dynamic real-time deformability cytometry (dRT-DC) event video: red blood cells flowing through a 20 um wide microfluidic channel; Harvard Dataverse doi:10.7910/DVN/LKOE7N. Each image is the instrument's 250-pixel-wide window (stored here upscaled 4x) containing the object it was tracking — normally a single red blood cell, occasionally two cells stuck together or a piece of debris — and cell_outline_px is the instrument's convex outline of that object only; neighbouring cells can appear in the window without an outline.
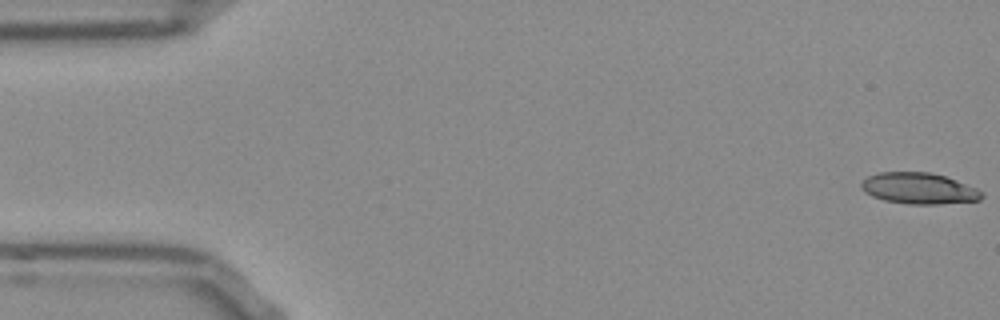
{"species": "Egyptian fruit bat (a non-hibernating species)", "species_latin": "Rousettus aegyptiacus", "temperature_condition": "room temperature", "stored_images_in_passage": 54, "camera_frame_rate_fps": 3000, "um_per_image_px": 0.085, "frame": {"image": 1, "passage_image": 1, "time_ms": 0.0, "image_size_px": [1000, 320], "cell_outline_px": [[984, 196], [980, 200], [940, 204], [908, 204], [884, 200], [872, 196], [864, 192], [860, 188], [860, 184], [868, 176], [880, 172], [928, 172], [944, 176], [956, 180], [976, 188], [984, 192]], "centroid_in_image_um": [78.1, 16.02], "position_along_channel_um": 6.9, "area_um2": 21.91}}
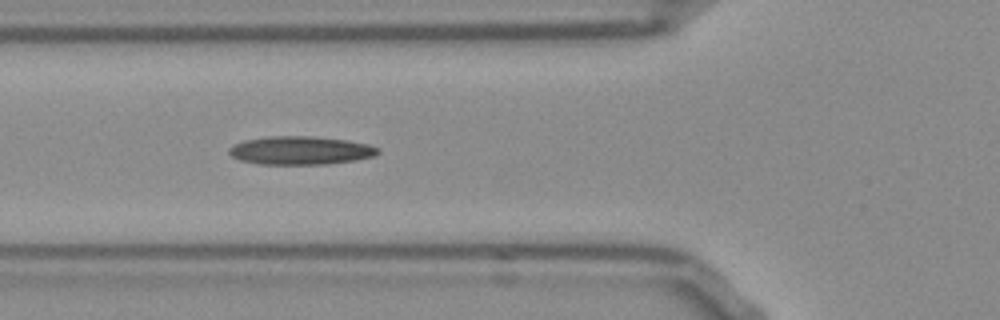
{"frame": {"image": 2, "passage_image": 19, "time_ms": 6.0, "image_size_px": [1000, 320], "cell_outline_px": [[380, 152], [376, 156], [356, 160], [328, 164], [256, 164], [240, 160], [232, 156], [228, 152], [228, 148], [244, 140], [268, 136], [312, 136], [348, 140], [368, 144], [380, 148]], "centroid_in_image_um": [25.57, 12.79], "position_along_channel_um": 100.2, "area_um2": 24.8}}
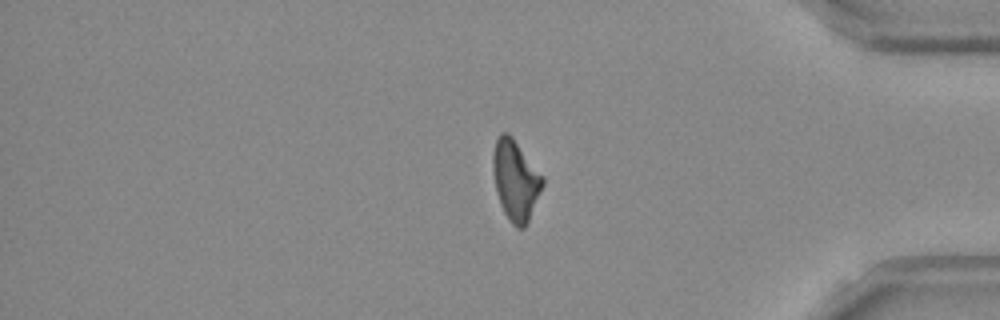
{"frame": {"image": 3, "passage_image": 44, "time_ms": 14.333, "image_size_px": [1000, 320], "cell_outline_px": [[544, 184], [528, 220], [524, 228], [516, 228], [512, 224], [504, 212], [500, 204], [496, 192], [492, 168], [492, 156], [496, 140], [500, 132], [508, 132], [512, 136], [544, 176]], "centroid_in_image_um": [43.81, 15.29], "position_along_channel_um": 391.4, "area_um2": 23.29}, "authors_computed_cell_mechanics": {"area_um2": 23.0044, "velocity_mm_per_s": 3.8186, "shape_relaxation_time_tau1_ms": null, "shape_relaxation_time_tau2_ms": 7.1989, "deformation_change_tau1": null, "deformation_change_tau2": 0.1839}}